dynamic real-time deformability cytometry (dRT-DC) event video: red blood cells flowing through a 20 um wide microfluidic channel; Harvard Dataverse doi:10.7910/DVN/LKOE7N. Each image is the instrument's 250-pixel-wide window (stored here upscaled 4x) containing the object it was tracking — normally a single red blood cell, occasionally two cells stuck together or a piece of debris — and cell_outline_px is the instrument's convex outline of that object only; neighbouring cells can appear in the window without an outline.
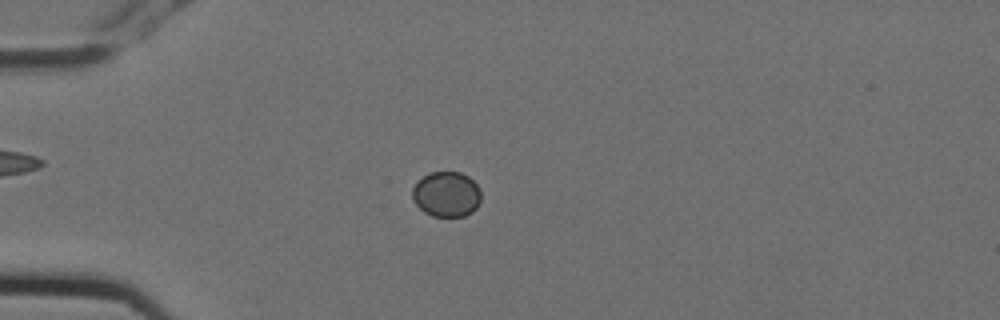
{"species": "Egyptian fruit bat (a non-hibernating species)", "species_latin": "Rousettus aegyptiacus", "temperature_condition": "cold", "stored_images_in_passage": 8, "camera_frame_rate_fps": 3000, "um_per_image_px": 0.085, "animal": {"sex": "female"}, "frame": {"image": 1, "passage_image": 4, "time_ms": 1.0, "image_size_px": [1000, 320], "cell_outline_px": [[480, 200], [476, 208], [472, 212], [464, 216], [432, 216], [424, 212], [412, 200], [412, 188], [424, 176], [432, 172], [460, 172], [468, 176], [480, 188]], "centroid_in_image_um": [37.95, 16.52], "position_along_channel_um": 47.0, "area_um2": 18.03}}
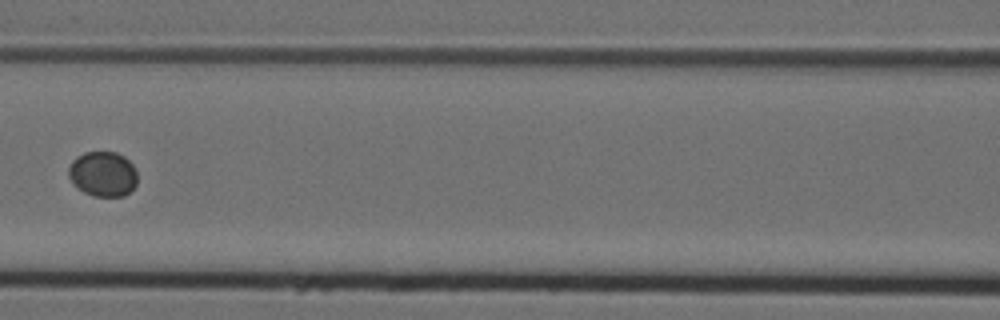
{"frame": {"image": 2, "passage_image": 7, "time_ms": 2.0, "image_size_px": [1000, 320], "cell_outline_px": [[136, 184], [124, 196], [92, 196], [84, 192], [72, 184], [68, 176], [68, 168], [72, 160], [76, 156], [84, 152], [116, 152], [124, 156], [132, 164], [136, 172]], "centroid_in_image_um": [8.71, 14.78], "position_along_channel_um": 157.9, "area_um2": 18.15}}
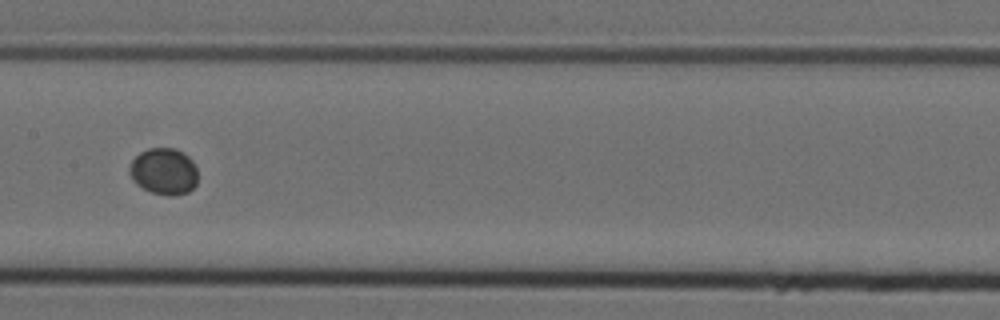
{"frame": {"image": 3, "passage_image": 8, "time_ms": 2.333, "image_size_px": [1000, 320], "cell_outline_px": [[196, 184], [188, 192], [172, 196], [168, 196], [152, 192], [136, 184], [132, 180], [128, 172], [128, 168], [132, 160], [140, 152], [148, 148], [176, 148], [188, 156], [192, 160], [196, 168]], "centroid_in_image_um": [13.9, 14.56], "position_along_channel_um": 193.5, "area_um2": 18.61}}